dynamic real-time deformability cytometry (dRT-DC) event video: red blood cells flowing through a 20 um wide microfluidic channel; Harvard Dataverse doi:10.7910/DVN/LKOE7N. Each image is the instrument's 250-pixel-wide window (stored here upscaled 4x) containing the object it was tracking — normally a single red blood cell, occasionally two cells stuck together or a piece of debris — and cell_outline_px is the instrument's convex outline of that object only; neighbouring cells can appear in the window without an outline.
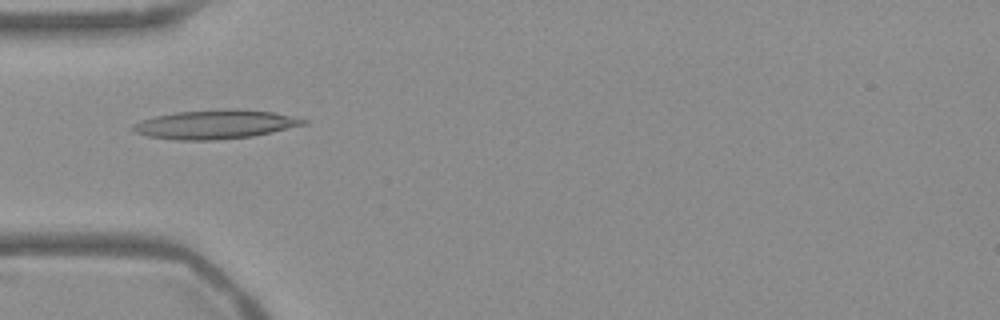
{"species": "Egyptian fruit bat (a non-hibernating species)", "species_latin": "Rousettus aegyptiacus", "temperature_condition": "warm", "stored_images_in_passage": 54, "camera_frame_rate_fps": 3000, "um_per_image_px": 0.085, "frame": {"image": 1, "passage_image": 17, "time_ms": 5.333, "image_size_px": [1000, 320], "cell_outline_px": [[308, 124], [272, 132], [252, 136], [216, 140], [176, 140], [148, 136], [136, 132], [128, 128], [132, 124], [140, 120], [156, 116], [176, 112], [232, 108], [236, 108], [272, 112], [308, 120]], "centroid_in_image_um": [18.28, 10.57], "position_along_channel_um": 66.7, "area_um2": 28.84}}
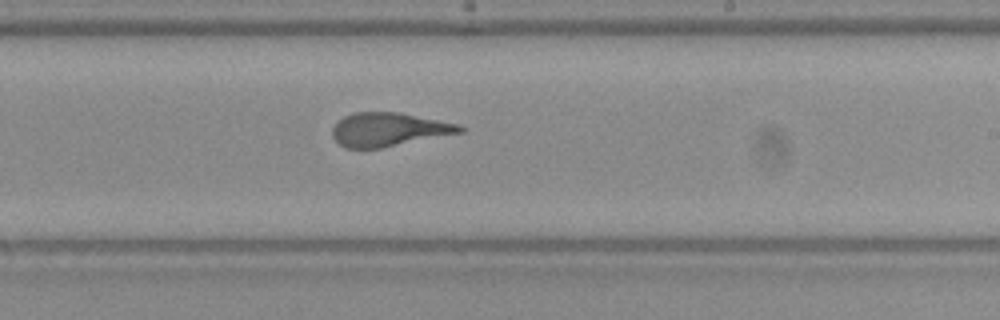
{"frame": {"image": 2, "passage_image": 32, "time_ms": 10.333, "image_size_px": [1000, 320], "cell_outline_px": [[464, 132], [380, 148], [344, 148], [332, 136], [332, 128], [344, 116], [352, 112], [400, 112], [460, 124], [464, 128]], "centroid_in_image_um": [33.05, 11.0], "position_along_channel_um": 255.9, "area_um2": 24.97}}
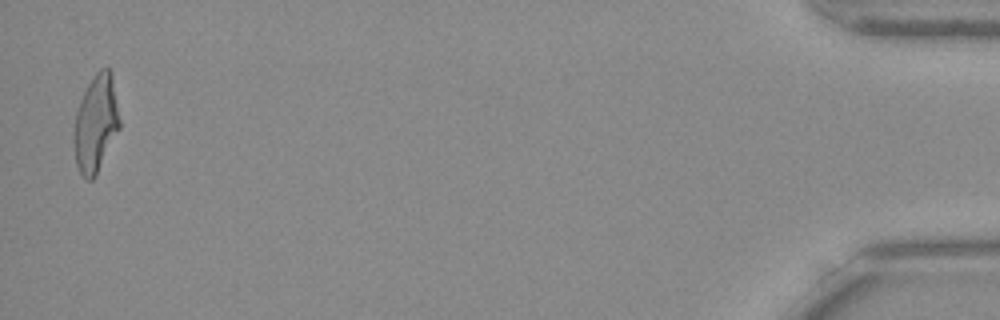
{"frame": {"image": 3, "passage_image": 53, "time_ms": 17.333, "image_size_px": [1000, 320], "cell_outline_px": [[120, 128], [96, 176], [92, 180], [88, 180], [80, 172], [76, 164], [72, 140], [72, 132], [76, 112], [80, 100], [92, 76], [100, 68], [108, 68], [112, 72], [120, 120]], "centroid_in_image_um": [8.13, 10.5], "position_along_channel_um": 427.1, "area_um2": 26.24}, "authors_computed_cell_mechanics": {"area_um2": 26.2123, "velocity_mm_per_s": 3.7685, "shape_relaxation_time_tau1_ms": 10.6544, "shape_relaxation_time_tau2_ms": 0.9826, "deformation_change_tau1": 0.3263, "deformation_change_tau2": 0.1069}}